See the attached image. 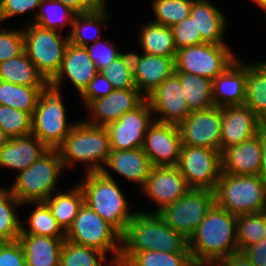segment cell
<instances>
[{"mask_svg": "<svg viewBox=\"0 0 266 266\" xmlns=\"http://www.w3.org/2000/svg\"><path fill=\"white\" fill-rule=\"evenodd\" d=\"M242 251L254 266H266V238Z\"/></svg>", "mask_w": 266, "mask_h": 266, "instance_id": "51", "label": "cell"}, {"mask_svg": "<svg viewBox=\"0 0 266 266\" xmlns=\"http://www.w3.org/2000/svg\"><path fill=\"white\" fill-rule=\"evenodd\" d=\"M266 125L245 104L222 107L220 152L259 134Z\"/></svg>", "mask_w": 266, "mask_h": 266, "instance_id": "18", "label": "cell"}, {"mask_svg": "<svg viewBox=\"0 0 266 266\" xmlns=\"http://www.w3.org/2000/svg\"><path fill=\"white\" fill-rule=\"evenodd\" d=\"M89 45L90 42L85 48L99 72L109 66L122 54L121 52H118V48L114 47L109 40H103V38H100L90 46Z\"/></svg>", "mask_w": 266, "mask_h": 266, "instance_id": "44", "label": "cell"}, {"mask_svg": "<svg viewBox=\"0 0 266 266\" xmlns=\"http://www.w3.org/2000/svg\"><path fill=\"white\" fill-rule=\"evenodd\" d=\"M189 189L177 166H152L141 190L157 203V209L152 213H159L167 205L182 198Z\"/></svg>", "mask_w": 266, "mask_h": 266, "instance_id": "17", "label": "cell"}, {"mask_svg": "<svg viewBox=\"0 0 266 266\" xmlns=\"http://www.w3.org/2000/svg\"><path fill=\"white\" fill-rule=\"evenodd\" d=\"M106 253L93 247H86L65 240L61 253L59 266H102L106 264Z\"/></svg>", "mask_w": 266, "mask_h": 266, "instance_id": "40", "label": "cell"}, {"mask_svg": "<svg viewBox=\"0 0 266 266\" xmlns=\"http://www.w3.org/2000/svg\"><path fill=\"white\" fill-rule=\"evenodd\" d=\"M28 25L23 29L24 50L38 71L50 82L61 68L69 43L68 34L62 37L59 31L46 29L31 22Z\"/></svg>", "mask_w": 266, "mask_h": 266, "instance_id": "8", "label": "cell"}, {"mask_svg": "<svg viewBox=\"0 0 266 266\" xmlns=\"http://www.w3.org/2000/svg\"><path fill=\"white\" fill-rule=\"evenodd\" d=\"M100 72L110 81L114 89H137L133 79L132 52L122 53Z\"/></svg>", "mask_w": 266, "mask_h": 266, "instance_id": "42", "label": "cell"}, {"mask_svg": "<svg viewBox=\"0 0 266 266\" xmlns=\"http://www.w3.org/2000/svg\"><path fill=\"white\" fill-rule=\"evenodd\" d=\"M177 50L205 43L197 32L194 19L189 16L171 27Z\"/></svg>", "mask_w": 266, "mask_h": 266, "instance_id": "46", "label": "cell"}, {"mask_svg": "<svg viewBox=\"0 0 266 266\" xmlns=\"http://www.w3.org/2000/svg\"><path fill=\"white\" fill-rule=\"evenodd\" d=\"M67 121L61 91L48 86L40 94L37 106L33 111L32 134L48 149H55L76 124Z\"/></svg>", "mask_w": 266, "mask_h": 266, "instance_id": "7", "label": "cell"}, {"mask_svg": "<svg viewBox=\"0 0 266 266\" xmlns=\"http://www.w3.org/2000/svg\"><path fill=\"white\" fill-rule=\"evenodd\" d=\"M132 65L135 87L147 97L175 72V57L132 52Z\"/></svg>", "mask_w": 266, "mask_h": 266, "instance_id": "21", "label": "cell"}, {"mask_svg": "<svg viewBox=\"0 0 266 266\" xmlns=\"http://www.w3.org/2000/svg\"><path fill=\"white\" fill-rule=\"evenodd\" d=\"M136 266H193L190 252L138 251L120 252Z\"/></svg>", "mask_w": 266, "mask_h": 266, "instance_id": "38", "label": "cell"}, {"mask_svg": "<svg viewBox=\"0 0 266 266\" xmlns=\"http://www.w3.org/2000/svg\"><path fill=\"white\" fill-rule=\"evenodd\" d=\"M236 233L240 251L265 239L266 212L237 216Z\"/></svg>", "mask_w": 266, "mask_h": 266, "instance_id": "39", "label": "cell"}, {"mask_svg": "<svg viewBox=\"0 0 266 266\" xmlns=\"http://www.w3.org/2000/svg\"><path fill=\"white\" fill-rule=\"evenodd\" d=\"M244 104L266 125V61L247 64Z\"/></svg>", "mask_w": 266, "mask_h": 266, "instance_id": "30", "label": "cell"}, {"mask_svg": "<svg viewBox=\"0 0 266 266\" xmlns=\"http://www.w3.org/2000/svg\"><path fill=\"white\" fill-rule=\"evenodd\" d=\"M41 2L42 0H0V22L37 10Z\"/></svg>", "mask_w": 266, "mask_h": 266, "instance_id": "47", "label": "cell"}, {"mask_svg": "<svg viewBox=\"0 0 266 266\" xmlns=\"http://www.w3.org/2000/svg\"><path fill=\"white\" fill-rule=\"evenodd\" d=\"M237 59L226 44L202 43L177 50L175 72L203 76L213 81Z\"/></svg>", "mask_w": 266, "mask_h": 266, "instance_id": "10", "label": "cell"}, {"mask_svg": "<svg viewBox=\"0 0 266 266\" xmlns=\"http://www.w3.org/2000/svg\"><path fill=\"white\" fill-rule=\"evenodd\" d=\"M114 90L113 85L101 72L90 81L88 87L80 95L87 106L92 100L106 97Z\"/></svg>", "mask_w": 266, "mask_h": 266, "instance_id": "48", "label": "cell"}, {"mask_svg": "<svg viewBox=\"0 0 266 266\" xmlns=\"http://www.w3.org/2000/svg\"><path fill=\"white\" fill-rule=\"evenodd\" d=\"M222 266H254L243 251H235L220 261Z\"/></svg>", "mask_w": 266, "mask_h": 266, "instance_id": "52", "label": "cell"}, {"mask_svg": "<svg viewBox=\"0 0 266 266\" xmlns=\"http://www.w3.org/2000/svg\"><path fill=\"white\" fill-rule=\"evenodd\" d=\"M110 260L111 261L108 262L106 265H108V266H136L128 258H125L121 255H118L114 258H111Z\"/></svg>", "mask_w": 266, "mask_h": 266, "instance_id": "54", "label": "cell"}, {"mask_svg": "<svg viewBox=\"0 0 266 266\" xmlns=\"http://www.w3.org/2000/svg\"><path fill=\"white\" fill-rule=\"evenodd\" d=\"M75 244L93 247L104 253L120 255L121 234L86 203L80 207L78 215L66 231V239Z\"/></svg>", "mask_w": 266, "mask_h": 266, "instance_id": "9", "label": "cell"}, {"mask_svg": "<svg viewBox=\"0 0 266 266\" xmlns=\"http://www.w3.org/2000/svg\"><path fill=\"white\" fill-rule=\"evenodd\" d=\"M214 193L215 204L235 216L266 210V180L260 175L221 173Z\"/></svg>", "mask_w": 266, "mask_h": 266, "instance_id": "5", "label": "cell"}, {"mask_svg": "<svg viewBox=\"0 0 266 266\" xmlns=\"http://www.w3.org/2000/svg\"><path fill=\"white\" fill-rule=\"evenodd\" d=\"M237 216L214 204L188 240L193 262H220L238 251Z\"/></svg>", "mask_w": 266, "mask_h": 266, "instance_id": "1", "label": "cell"}, {"mask_svg": "<svg viewBox=\"0 0 266 266\" xmlns=\"http://www.w3.org/2000/svg\"><path fill=\"white\" fill-rule=\"evenodd\" d=\"M138 251L190 252L188 240L159 213L135 212L121 235V252Z\"/></svg>", "mask_w": 266, "mask_h": 266, "instance_id": "3", "label": "cell"}, {"mask_svg": "<svg viewBox=\"0 0 266 266\" xmlns=\"http://www.w3.org/2000/svg\"><path fill=\"white\" fill-rule=\"evenodd\" d=\"M262 160V130L253 138L221 152L222 173L260 175Z\"/></svg>", "mask_w": 266, "mask_h": 266, "instance_id": "22", "label": "cell"}, {"mask_svg": "<svg viewBox=\"0 0 266 266\" xmlns=\"http://www.w3.org/2000/svg\"><path fill=\"white\" fill-rule=\"evenodd\" d=\"M175 73L180 79L190 112L207 110L215 106L213 103L212 80L185 72Z\"/></svg>", "mask_w": 266, "mask_h": 266, "instance_id": "32", "label": "cell"}, {"mask_svg": "<svg viewBox=\"0 0 266 266\" xmlns=\"http://www.w3.org/2000/svg\"><path fill=\"white\" fill-rule=\"evenodd\" d=\"M107 14L108 12L106 10V6L95 11L76 14L72 23V27L68 33L69 42L76 46L82 47H86L89 40L92 42L91 44L96 42L101 38L100 29L101 25L103 23L105 24V22L108 20ZM91 28H93V32L95 33H93L94 35L90 38L89 35L85 34V31L88 29L90 30Z\"/></svg>", "mask_w": 266, "mask_h": 266, "instance_id": "34", "label": "cell"}, {"mask_svg": "<svg viewBox=\"0 0 266 266\" xmlns=\"http://www.w3.org/2000/svg\"><path fill=\"white\" fill-rule=\"evenodd\" d=\"M49 149L33 134L10 138L0 147V168L27 169Z\"/></svg>", "mask_w": 266, "mask_h": 266, "instance_id": "24", "label": "cell"}, {"mask_svg": "<svg viewBox=\"0 0 266 266\" xmlns=\"http://www.w3.org/2000/svg\"><path fill=\"white\" fill-rule=\"evenodd\" d=\"M146 100L152 112L158 113L154 121L179 125L191 114L178 75L174 72L164 80Z\"/></svg>", "mask_w": 266, "mask_h": 266, "instance_id": "15", "label": "cell"}, {"mask_svg": "<svg viewBox=\"0 0 266 266\" xmlns=\"http://www.w3.org/2000/svg\"><path fill=\"white\" fill-rule=\"evenodd\" d=\"M53 217L66 232L84 203V194L79 184L63 193L52 194L46 201Z\"/></svg>", "mask_w": 266, "mask_h": 266, "instance_id": "31", "label": "cell"}, {"mask_svg": "<svg viewBox=\"0 0 266 266\" xmlns=\"http://www.w3.org/2000/svg\"><path fill=\"white\" fill-rule=\"evenodd\" d=\"M194 0H152V10L157 24L173 27L190 16Z\"/></svg>", "mask_w": 266, "mask_h": 266, "instance_id": "41", "label": "cell"}, {"mask_svg": "<svg viewBox=\"0 0 266 266\" xmlns=\"http://www.w3.org/2000/svg\"><path fill=\"white\" fill-rule=\"evenodd\" d=\"M9 137L6 135L4 130L0 127V147L9 141Z\"/></svg>", "mask_w": 266, "mask_h": 266, "instance_id": "55", "label": "cell"}, {"mask_svg": "<svg viewBox=\"0 0 266 266\" xmlns=\"http://www.w3.org/2000/svg\"><path fill=\"white\" fill-rule=\"evenodd\" d=\"M70 7L77 14L95 11L106 6V0H54Z\"/></svg>", "mask_w": 266, "mask_h": 266, "instance_id": "50", "label": "cell"}, {"mask_svg": "<svg viewBox=\"0 0 266 266\" xmlns=\"http://www.w3.org/2000/svg\"><path fill=\"white\" fill-rule=\"evenodd\" d=\"M47 87L23 86L0 80V105H8L32 116L40 94Z\"/></svg>", "mask_w": 266, "mask_h": 266, "instance_id": "33", "label": "cell"}, {"mask_svg": "<svg viewBox=\"0 0 266 266\" xmlns=\"http://www.w3.org/2000/svg\"><path fill=\"white\" fill-rule=\"evenodd\" d=\"M193 266H222V265L220 262H193Z\"/></svg>", "mask_w": 266, "mask_h": 266, "instance_id": "56", "label": "cell"}, {"mask_svg": "<svg viewBox=\"0 0 266 266\" xmlns=\"http://www.w3.org/2000/svg\"><path fill=\"white\" fill-rule=\"evenodd\" d=\"M64 166L55 149H49L27 169L18 173L10 187L21 204L46 201L54 189Z\"/></svg>", "mask_w": 266, "mask_h": 266, "instance_id": "6", "label": "cell"}, {"mask_svg": "<svg viewBox=\"0 0 266 266\" xmlns=\"http://www.w3.org/2000/svg\"><path fill=\"white\" fill-rule=\"evenodd\" d=\"M21 203L11 193L10 189L0 187V242L18 240L21 234V222L17 218L18 207Z\"/></svg>", "mask_w": 266, "mask_h": 266, "instance_id": "37", "label": "cell"}, {"mask_svg": "<svg viewBox=\"0 0 266 266\" xmlns=\"http://www.w3.org/2000/svg\"><path fill=\"white\" fill-rule=\"evenodd\" d=\"M150 104L145 100L135 110L126 112L118 121L106 126L110 137L111 150H131L141 148L145 133L154 122Z\"/></svg>", "mask_w": 266, "mask_h": 266, "instance_id": "13", "label": "cell"}, {"mask_svg": "<svg viewBox=\"0 0 266 266\" xmlns=\"http://www.w3.org/2000/svg\"><path fill=\"white\" fill-rule=\"evenodd\" d=\"M0 80L23 86H49L25 51L0 63Z\"/></svg>", "mask_w": 266, "mask_h": 266, "instance_id": "28", "label": "cell"}, {"mask_svg": "<svg viewBox=\"0 0 266 266\" xmlns=\"http://www.w3.org/2000/svg\"><path fill=\"white\" fill-rule=\"evenodd\" d=\"M209 0H194L190 16L195 21L197 32L205 43L226 44L224 32L227 18Z\"/></svg>", "mask_w": 266, "mask_h": 266, "instance_id": "26", "label": "cell"}, {"mask_svg": "<svg viewBox=\"0 0 266 266\" xmlns=\"http://www.w3.org/2000/svg\"><path fill=\"white\" fill-rule=\"evenodd\" d=\"M38 9L39 12H33L34 19L31 22L59 32H62V29L68 24L72 27L74 17L77 14L70 7L54 0H42Z\"/></svg>", "mask_w": 266, "mask_h": 266, "instance_id": "36", "label": "cell"}, {"mask_svg": "<svg viewBox=\"0 0 266 266\" xmlns=\"http://www.w3.org/2000/svg\"><path fill=\"white\" fill-rule=\"evenodd\" d=\"M98 72L86 48L69 42L65 49L61 68L49 82V86L60 91V86L67 76L81 95Z\"/></svg>", "mask_w": 266, "mask_h": 266, "instance_id": "20", "label": "cell"}, {"mask_svg": "<svg viewBox=\"0 0 266 266\" xmlns=\"http://www.w3.org/2000/svg\"><path fill=\"white\" fill-rule=\"evenodd\" d=\"M55 150L64 168L82 162L86 165V173L101 172L112 151L106 127L85 120L76 122Z\"/></svg>", "mask_w": 266, "mask_h": 266, "instance_id": "2", "label": "cell"}, {"mask_svg": "<svg viewBox=\"0 0 266 266\" xmlns=\"http://www.w3.org/2000/svg\"><path fill=\"white\" fill-rule=\"evenodd\" d=\"M141 27L138 39L145 54L176 57L177 47L171 27L152 21Z\"/></svg>", "mask_w": 266, "mask_h": 266, "instance_id": "29", "label": "cell"}, {"mask_svg": "<svg viewBox=\"0 0 266 266\" xmlns=\"http://www.w3.org/2000/svg\"><path fill=\"white\" fill-rule=\"evenodd\" d=\"M114 172L143 187L149 177L152 164L141 148L112 150L105 164Z\"/></svg>", "mask_w": 266, "mask_h": 266, "instance_id": "25", "label": "cell"}, {"mask_svg": "<svg viewBox=\"0 0 266 266\" xmlns=\"http://www.w3.org/2000/svg\"><path fill=\"white\" fill-rule=\"evenodd\" d=\"M262 9L266 16V0H252Z\"/></svg>", "mask_w": 266, "mask_h": 266, "instance_id": "57", "label": "cell"}, {"mask_svg": "<svg viewBox=\"0 0 266 266\" xmlns=\"http://www.w3.org/2000/svg\"><path fill=\"white\" fill-rule=\"evenodd\" d=\"M247 64L235 60L212 81L213 103L223 107L245 103Z\"/></svg>", "mask_w": 266, "mask_h": 266, "instance_id": "23", "label": "cell"}, {"mask_svg": "<svg viewBox=\"0 0 266 266\" xmlns=\"http://www.w3.org/2000/svg\"><path fill=\"white\" fill-rule=\"evenodd\" d=\"M0 266H26L24 250L18 240L0 242Z\"/></svg>", "mask_w": 266, "mask_h": 266, "instance_id": "49", "label": "cell"}, {"mask_svg": "<svg viewBox=\"0 0 266 266\" xmlns=\"http://www.w3.org/2000/svg\"><path fill=\"white\" fill-rule=\"evenodd\" d=\"M66 238L20 234L26 266H59L60 253Z\"/></svg>", "mask_w": 266, "mask_h": 266, "instance_id": "27", "label": "cell"}, {"mask_svg": "<svg viewBox=\"0 0 266 266\" xmlns=\"http://www.w3.org/2000/svg\"><path fill=\"white\" fill-rule=\"evenodd\" d=\"M222 107L191 112L178 125L182 145L206 147L220 151Z\"/></svg>", "mask_w": 266, "mask_h": 266, "instance_id": "14", "label": "cell"}, {"mask_svg": "<svg viewBox=\"0 0 266 266\" xmlns=\"http://www.w3.org/2000/svg\"><path fill=\"white\" fill-rule=\"evenodd\" d=\"M116 182L103 168L101 172L86 173L79 186L84 194V203L122 235L135 212L129 210L126 197Z\"/></svg>", "mask_w": 266, "mask_h": 266, "instance_id": "4", "label": "cell"}, {"mask_svg": "<svg viewBox=\"0 0 266 266\" xmlns=\"http://www.w3.org/2000/svg\"><path fill=\"white\" fill-rule=\"evenodd\" d=\"M181 136L178 125L154 121L144 137L143 151L152 166H177L179 163Z\"/></svg>", "mask_w": 266, "mask_h": 266, "instance_id": "16", "label": "cell"}, {"mask_svg": "<svg viewBox=\"0 0 266 266\" xmlns=\"http://www.w3.org/2000/svg\"><path fill=\"white\" fill-rule=\"evenodd\" d=\"M31 117L28 112L0 105V127L9 138L32 134Z\"/></svg>", "mask_w": 266, "mask_h": 266, "instance_id": "43", "label": "cell"}, {"mask_svg": "<svg viewBox=\"0 0 266 266\" xmlns=\"http://www.w3.org/2000/svg\"><path fill=\"white\" fill-rule=\"evenodd\" d=\"M146 97L138 89H114L106 97L92 100L86 107L90 118L85 120L92 125L106 127L118 121L126 112L139 107Z\"/></svg>", "mask_w": 266, "mask_h": 266, "instance_id": "19", "label": "cell"}, {"mask_svg": "<svg viewBox=\"0 0 266 266\" xmlns=\"http://www.w3.org/2000/svg\"><path fill=\"white\" fill-rule=\"evenodd\" d=\"M214 204V191L190 188L182 198L167 205L159 214L175 232L189 240Z\"/></svg>", "mask_w": 266, "mask_h": 266, "instance_id": "11", "label": "cell"}, {"mask_svg": "<svg viewBox=\"0 0 266 266\" xmlns=\"http://www.w3.org/2000/svg\"><path fill=\"white\" fill-rule=\"evenodd\" d=\"M177 167L189 188L214 191L222 173L221 152L206 147L181 145Z\"/></svg>", "mask_w": 266, "mask_h": 266, "instance_id": "12", "label": "cell"}, {"mask_svg": "<svg viewBox=\"0 0 266 266\" xmlns=\"http://www.w3.org/2000/svg\"><path fill=\"white\" fill-rule=\"evenodd\" d=\"M0 31V63L21 55L25 50V37L22 30ZM4 30V31H3Z\"/></svg>", "mask_w": 266, "mask_h": 266, "instance_id": "45", "label": "cell"}, {"mask_svg": "<svg viewBox=\"0 0 266 266\" xmlns=\"http://www.w3.org/2000/svg\"><path fill=\"white\" fill-rule=\"evenodd\" d=\"M260 176L266 180V126L262 129V160Z\"/></svg>", "mask_w": 266, "mask_h": 266, "instance_id": "53", "label": "cell"}, {"mask_svg": "<svg viewBox=\"0 0 266 266\" xmlns=\"http://www.w3.org/2000/svg\"><path fill=\"white\" fill-rule=\"evenodd\" d=\"M34 205L36 208L25 223L29 228L24 229V222L21 223V234H32L38 236H48L53 238H66V232L53 217L52 211L45 201L27 202L24 205Z\"/></svg>", "mask_w": 266, "mask_h": 266, "instance_id": "35", "label": "cell"}]
</instances>
